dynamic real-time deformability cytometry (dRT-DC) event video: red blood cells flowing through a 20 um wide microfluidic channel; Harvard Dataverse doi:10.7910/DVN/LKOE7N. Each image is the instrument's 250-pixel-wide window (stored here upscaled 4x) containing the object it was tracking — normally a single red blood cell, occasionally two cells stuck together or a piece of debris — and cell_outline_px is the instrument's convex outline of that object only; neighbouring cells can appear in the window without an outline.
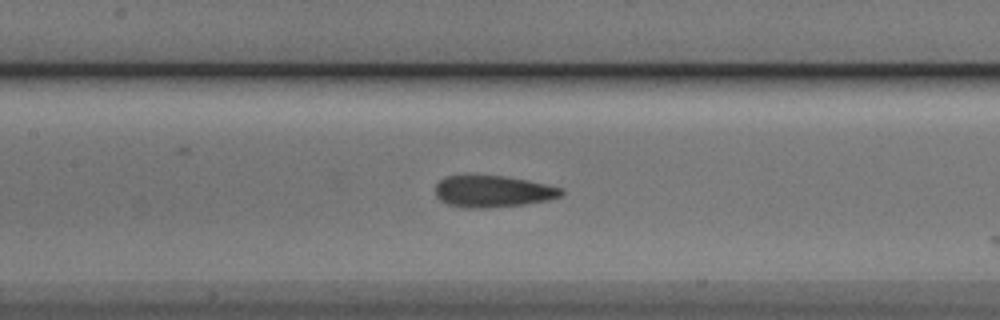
{"species": "Egyptian fruit bat (a non-hibernating species)", "species_latin": "Rousettus aegyptiacus", "temperature_condition": "cold", "stored_images_in_passage": 8, "camera_frame_rate_fps": 3000, "um_per_image_px": 0.085, "animal": {"sex": "male"}, "frame": {"image": 1, "passage_image": 6, "time_ms": 1.667, "image_size_px": [1000, 320], "cell_outline_px": [[564, 192], [560, 196], [548, 200], [524, 204], [488, 208], [464, 208], [448, 204], [440, 200], [436, 196], [436, 184], [440, 180], [448, 176], [504, 176], [528, 180], [564, 188]], "centroid_in_image_um": [41.91, 16.28], "position_along_channel_um": 165.5, "area_um2": 23.18}}